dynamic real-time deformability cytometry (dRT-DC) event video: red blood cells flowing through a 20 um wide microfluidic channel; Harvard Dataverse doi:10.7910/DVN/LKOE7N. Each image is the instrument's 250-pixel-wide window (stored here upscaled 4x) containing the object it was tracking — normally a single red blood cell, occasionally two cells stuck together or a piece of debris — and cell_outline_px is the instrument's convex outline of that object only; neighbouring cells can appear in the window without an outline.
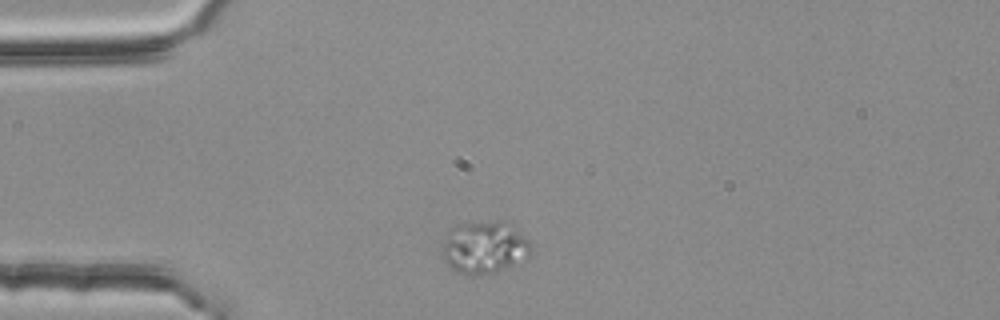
{"species": "common noctule bat (a hibernating species)", "species_latin": "Nyctalus noctula", "temperature_condition": "room temperature", "stored_images_in_passage": 2, "camera_frame_rate_fps": 3000, "um_per_image_px": 0.085, "animal": {"sex": "female", "body_mass_g": 25.1}, "frame": {"image": 1, "passage_image": 1, "time_ms": 0.0, "image_size_px": [1000, 320], "cell_outline_px": [[532, 248], [528, 256], [524, 260], [504, 268], [480, 276], [472, 276], [460, 272], [452, 268], [444, 260], [444, 240], [448, 232], [456, 224], [504, 220], [512, 224], [532, 244]], "centroid_in_image_um": [41.21, 21.01], "position_along_channel_um": 43.8, "area_um2": 26.99}}